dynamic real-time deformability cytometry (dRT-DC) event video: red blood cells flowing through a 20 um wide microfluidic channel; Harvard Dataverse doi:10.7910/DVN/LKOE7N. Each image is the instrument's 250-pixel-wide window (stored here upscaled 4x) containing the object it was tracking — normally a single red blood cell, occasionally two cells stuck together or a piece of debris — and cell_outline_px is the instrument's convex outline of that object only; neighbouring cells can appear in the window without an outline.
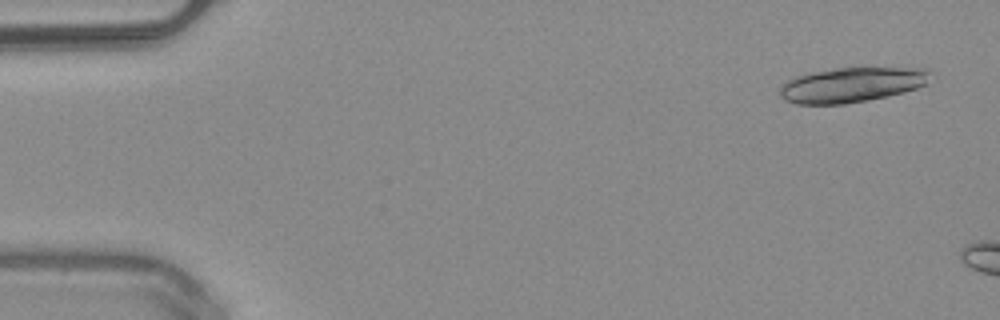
{"species": "common noctule bat (a hibernating species)", "species_latin": "Nyctalus noctula", "temperature_condition": "warm", "stored_images_in_passage": 7, "camera_frame_rate_fps": 3000, "um_per_image_px": 0.085, "animal": {"sex": "male", "body_mass_g": 20.4}, "frame": {"image": 1, "passage_image": 3, "time_ms": 0.667, "image_size_px": [1000, 320], "cell_outline_px": [[932, 72], [924, 84], [916, 88], [904, 92], [888, 96], [868, 100], [844, 104], [796, 104], [784, 100], [780, 96], [780, 88], [788, 80], [796, 76], [812, 72], [836, 68], [928, 68]], "centroid_in_image_um": [72.38, 7.21], "position_along_channel_um": 12.6, "area_um2": 30.46}}